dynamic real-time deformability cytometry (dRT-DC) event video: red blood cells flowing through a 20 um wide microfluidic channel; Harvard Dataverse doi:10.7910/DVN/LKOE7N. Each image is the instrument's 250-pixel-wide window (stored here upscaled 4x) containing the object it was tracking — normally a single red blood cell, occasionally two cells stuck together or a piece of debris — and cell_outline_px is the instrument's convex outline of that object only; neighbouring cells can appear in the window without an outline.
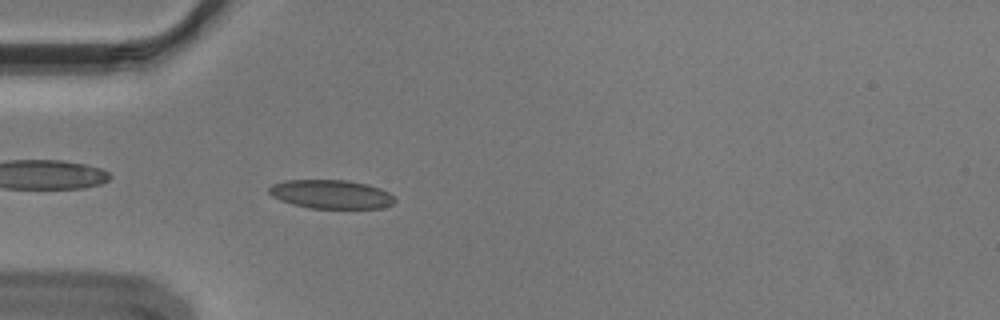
{"species": "Egyptian fruit bat (a non-hibernating species)", "species_latin": "Rousettus aegyptiacus", "temperature_condition": "cold", "stored_images_in_passage": 42, "camera_frame_rate_fps": 3000, "um_per_image_px": 0.085, "animal": {"sex": "male"}, "frame": {"image": 1, "passage_image": 3, "time_ms": 0.667, "image_size_px": [1000, 320], "cell_outline_px": [[396, 200], [392, 204], [384, 208], [308, 208], [292, 204], [280, 200], [272, 196], [268, 192], [268, 188], [272, 184], [284, 180], [348, 180], [368, 184], [380, 188], [396, 196]], "centroid_in_image_um": [28.15, 16.51], "position_along_channel_um": 56.8, "area_um2": 21.33}}
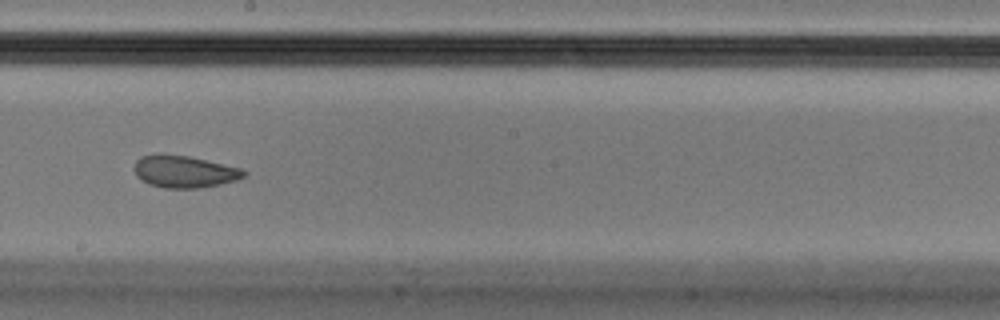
{"frame": {"image": 2, "passage_image": 18, "time_ms": 5.667, "image_size_px": [1000, 320], "cell_outline_px": [[248, 172], [244, 176], [236, 180], [220, 184], [200, 188], [164, 188], [148, 184], [140, 180], [136, 176], [132, 168], [136, 160], [140, 156], [156, 152], [160, 152], [188, 156], [240, 168]], "centroid_in_image_um": [15.57, 14.57], "position_along_channel_um": 232.6, "area_um2": 20.92}}
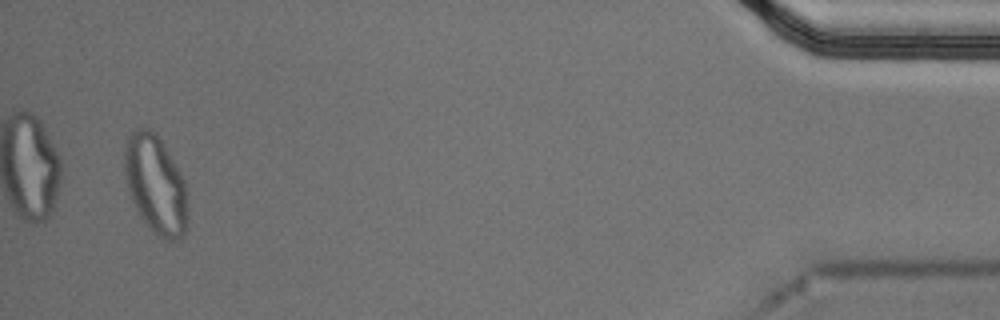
{"frame": {"image": 3, "passage_image": 40, "time_ms": 13.0, "image_size_px": [1000, 320], "cell_outline_px": [[188, 228], [176, 240], [164, 240], [156, 236], [152, 232], [136, 208], [132, 200], [128, 188], [124, 172], [124, 140], [132, 132], [140, 128], [148, 128], [156, 132], [164, 144], [184, 180], [188, 212]], "centroid_in_image_um": [13.22, 15.68], "position_along_channel_um": 422.0, "area_um2": 36.41}, "authors_computed_cell_mechanics": {"area_um2": 21.2993, "velocity_mm_per_s": 3.6121, "shape_relaxation_time_tau1_ms": null, "shape_relaxation_time_tau2_ms": 1.6658, "deformation_change_tau1": null, "deformation_change_tau2": 0.0642}}